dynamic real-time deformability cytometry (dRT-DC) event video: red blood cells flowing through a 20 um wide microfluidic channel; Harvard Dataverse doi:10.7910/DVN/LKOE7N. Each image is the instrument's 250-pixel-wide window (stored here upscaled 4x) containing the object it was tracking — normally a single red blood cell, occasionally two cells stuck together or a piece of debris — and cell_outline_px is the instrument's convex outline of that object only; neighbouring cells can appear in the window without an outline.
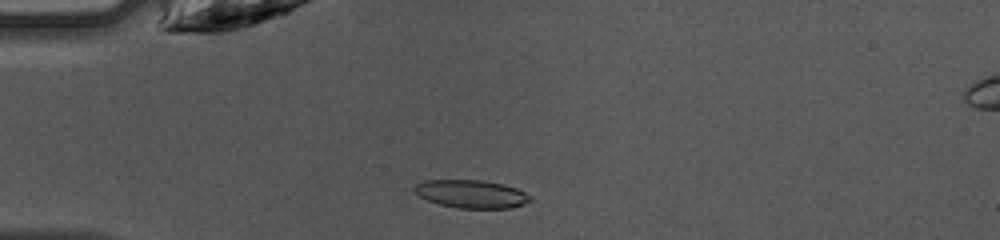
{"species": "common noctule bat (a hibernating species)", "species_latin": "Nyctalus noctula", "temperature_condition": "warm", "stored_images_in_passage": 41, "camera_frame_rate_fps": 3000, "um_per_image_px": 0.085, "animal": {"sex": "female", "body_mass_g": 10.0, "forearm_length_mm": 53.1}, "frame": {"image": 1, "passage_image": 6, "time_ms": 1.667, "image_size_px": [1000, 240], "cell_outline_px": [[532, 200], [524, 204], [512, 208], [456, 208], [440, 204], [428, 200], [420, 196], [412, 188], [416, 184], [424, 180], [480, 180], [500, 184], [516, 188], [532, 196]], "centroid_in_image_um": [40.07, 16.49], "position_along_channel_um": 44.9, "area_um2": 18.84}}
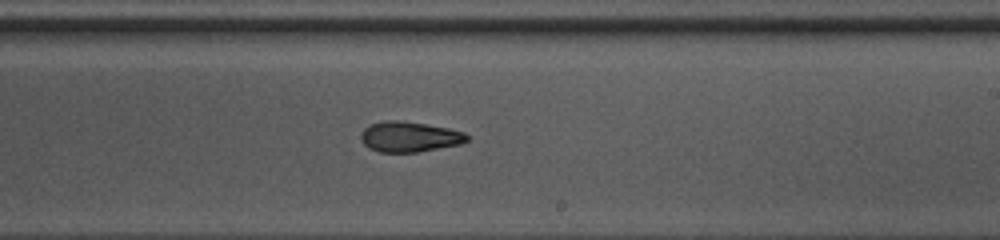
{"frame": {"image": 2, "passage_image": 22, "time_ms": 7.0, "image_size_px": [1000, 240], "cell_outline_px": [[468, 140], [460, 144], [416, 152], [380, 152], [368, 148], [360, 140], [360, 136], [364, 128], [368, 124], [384, 120], [400, 120], [448, 128], [464, 132], [468, 136]], "centroid_in_image_um": [34.75, 11.62], "position_along_channel_um": 254.3, "area_um2": 18.79}}
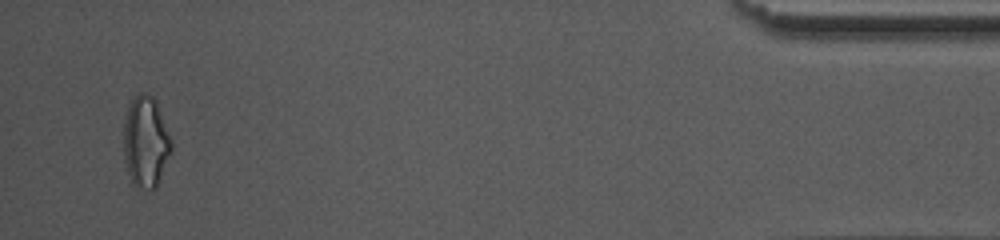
{"frame": {"image": 3, "passage_image": 39, "time_ms": 12.667, "image_size_px": [1000, 240], "cell_outline_px": [[172, 148], [156, 188], [136, 188], [132, 184], [128, 172], [124, 156], [124, 120], [128, 108], [132, 100], [140, 92], [144, 92], [152, 96], [156, 100], [172, 144]], "centroid_in_image_um": [12.37, 12.06], "position_along_channel_um": 422.8, "area_um2": 24.97}, "authors_computed_cell_mechanics": {"area_um2": 19.1896, "velocity_mm_per_s": 4.2598, "shape_relaxation_time_tau1_ms": 4.5078, "shape_relaxation_time_tau2_ms": 3.0312, "deformation_change_tau1": 0.1618, "deformation_change_tau2": 0.1128}}